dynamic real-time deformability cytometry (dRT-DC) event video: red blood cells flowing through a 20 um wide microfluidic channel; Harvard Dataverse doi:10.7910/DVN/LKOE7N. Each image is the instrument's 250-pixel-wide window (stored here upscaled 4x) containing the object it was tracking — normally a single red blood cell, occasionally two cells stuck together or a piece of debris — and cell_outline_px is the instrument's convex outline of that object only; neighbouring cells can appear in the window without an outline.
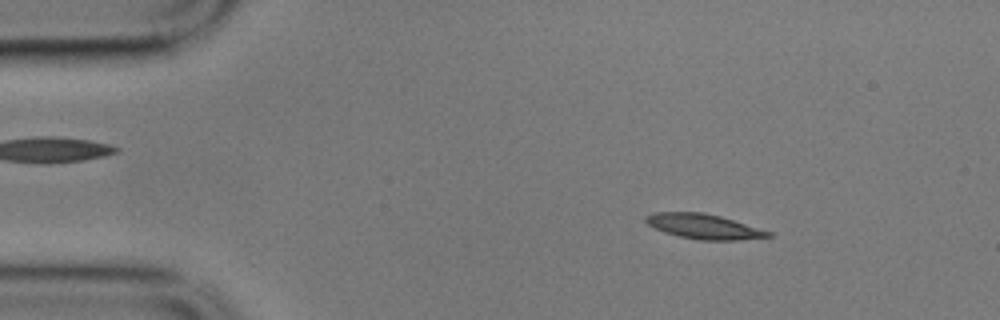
{"species": "common noctule bat (a hibernating species)", "species_latin": "Nyctalus noctula", "temperature_condition": "cold", "stored_images_in_passage": 11, "camera_frame_rate_fps": 3000, "um_per_image_px": 0.085, "animal": {"sex": "male", "body_mass_g": 17.9}, "frame": {"image": 1, "passage_image": 3, "time_ms": 0.667, "image_size_px": [1000, 320], "cell_outline_px": [[772, 236], [740, 240], [700, 240], [680, 236], [664, 232], [648, 224], [644, 220], [644, 216], [652, 212], [704, 212], [720, 216], [772, 232]], "centroid_in_image_um": [59.8, 19.24], "position_along_channel_um": 25.2, "area_um2": 17.69}}